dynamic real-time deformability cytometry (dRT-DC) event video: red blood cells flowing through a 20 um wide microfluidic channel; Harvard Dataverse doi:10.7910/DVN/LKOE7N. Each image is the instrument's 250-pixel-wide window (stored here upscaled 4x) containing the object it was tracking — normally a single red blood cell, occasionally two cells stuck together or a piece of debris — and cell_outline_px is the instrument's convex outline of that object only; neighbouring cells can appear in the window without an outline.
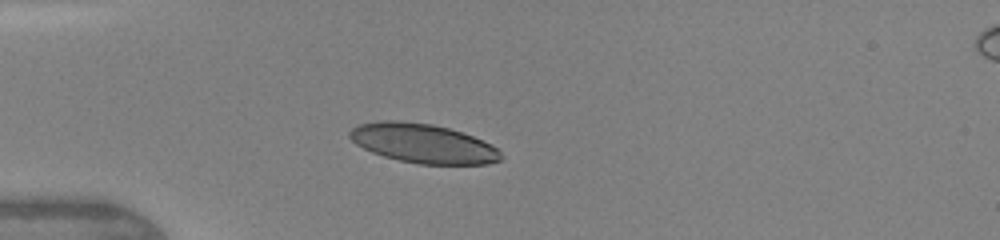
{"species": "human", "species_latin": "Homo sapiens", "temperature_condition": "warm", "stored_images_in_passage": 34, "camera_frame_rate_fps": 3000, "um_per_image_px": 0.085, "donor": {"sex": "female"}, "frame": {"image": 1, "passage_image": 1, "time_ms": 0.0, "image_size_px": [1000, 240], "cell_outline_px": [[504, 156], [500, 160], [488, 164], [420, 164], [400, 160], [384, 156], [372, 152], [356, 144], [348, 136], [348, 132], [356, 124], [380, 120], [400, 120], [432, 124], [448, 128], [472, 136], [492, 144]], "centroid_in_image_um": [35.93, 12.18], "position_along_channel_um": 49.1, "area_um2": 34.62}}
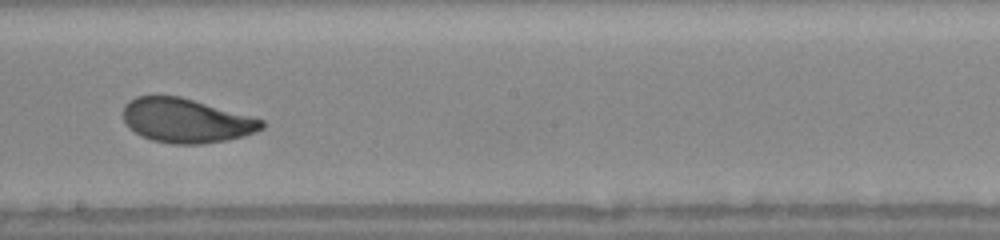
{"frame": {"image": 2, "passage_image": 15, "time_ms": 4.667, "image_size_px": [1000, 240], "cell_outline_px": [[264, 128], [256, 132], [244, 136], [228, 140], [200, 144], [172, 144], [152, 140], [136, 132], [124, 120], [124, 104], [128, 100], [136, 96], [180, 96], [264, 120]], "centroid_in_image_um": [15.84, 10.25], "position_along_channel_um": 232.4, "area_um2": 35.43}}
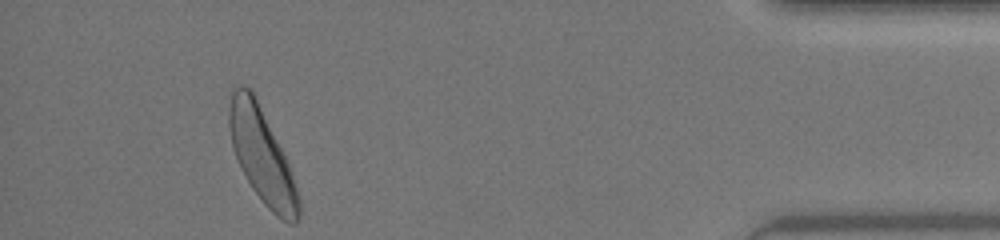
{"frame": {"image": 3, "passage_image": 31, "time_ms": 10.0, "image_size_px": [1000, 240], "cell_outline_px": [[300, 216], [296, 224], [288, 224], [276, 216], [264, 204], [252, 188], [236, 156], [232, 144], [228, 124], [228, 108], [232, 88], [240, 84], [248, 88], [252, 92], [288, 164], [300, 196]], "centroid_in_image_um": [22.26, 13.29], "position_along_channel_um": 412.9, "area_um2": 37.4}, "authors_computed_cell_mechanics": {"area_um2": 36.0672, "velocity_mm_per_s": 4.3439, "shape_relaxation_time_tau1_ms": 1.9167, "shape_relaxation_time_tau2_ms": 0.8189, "deformation_change_tau1": 0.1231, "deformation_change_tau2": 0.0603}}